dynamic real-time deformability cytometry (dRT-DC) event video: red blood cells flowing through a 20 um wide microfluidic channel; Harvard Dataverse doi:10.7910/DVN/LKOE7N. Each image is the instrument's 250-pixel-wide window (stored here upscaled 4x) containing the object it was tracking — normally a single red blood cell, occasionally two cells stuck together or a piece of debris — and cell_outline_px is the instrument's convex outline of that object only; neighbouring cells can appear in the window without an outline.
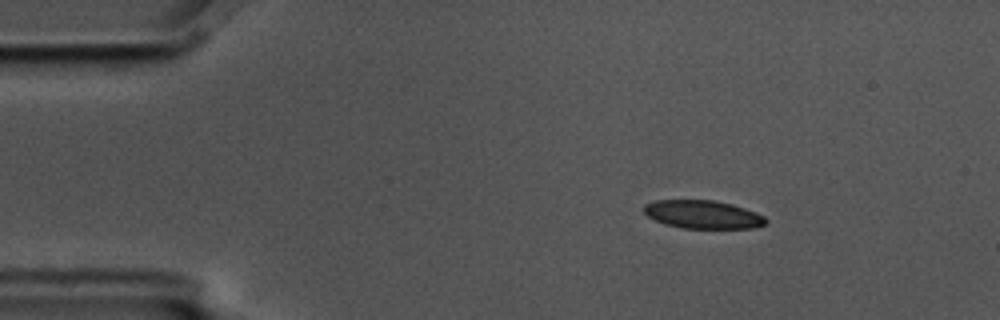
{"species": "common noctule bat (a hibernating species)", "species_latin": "Nyctalus noctula", "temperature_condition": "cold", "stored_images_in_passage": 4, "segment_of_instrument_passage": [1, 2], "camera_frame_rate_fps": 3000, "um_per_image_px": 0.085, "animal": {"sex": "male", "body_mass_g": 17.5, "forearm_length_mm": 52.3}, "frame": {"image": 1, "passage_image": 1, "time_ms": 0.0, "image_size_px": [1000, 320], "cell_outline_px": [[768, 220], [764, 224], [752, 228], [684, 228], [664, 224], [648, 216], [644, 212], [644, 204], [656, 200], [716, 200], [732, 204], [756, 212], [764, 216]], "centroid_in_image_um": [59.74, 18.22], "position_along_channel_um": 25.3, "area_um2": 20.0}}